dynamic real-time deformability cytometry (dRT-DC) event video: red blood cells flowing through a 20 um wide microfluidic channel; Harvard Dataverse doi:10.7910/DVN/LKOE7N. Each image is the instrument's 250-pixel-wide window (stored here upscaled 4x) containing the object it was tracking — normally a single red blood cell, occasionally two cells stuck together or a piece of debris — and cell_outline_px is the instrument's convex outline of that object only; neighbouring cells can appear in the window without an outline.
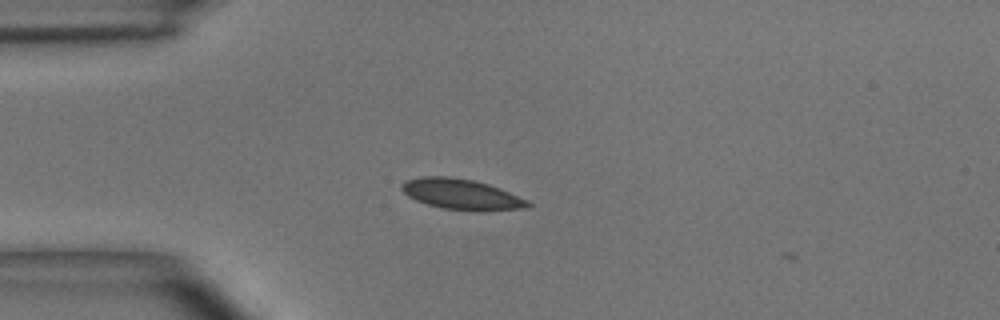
{"species": "common noctule bat (a hibernating species)", "species_latin": "Nyctalus noctula", "temperature_condition": "room temperature", "stored_images_in_passage": 33, "camera_frame_rate_fps": 3000, "um_per_image_px": 0.085, "animal": {"sex": "male", "body_mass_g": 15.6}, "frame": {"image": 1, "passage_image": 1, "time_ms": 0.0, "image_size_px": [1000, 320], "cell_outline_px": [[532, 204], [528, 208], [484, 212], [472, 212], [444, 208], [428, 204], [416, 200], [408, 196], [400, 188], [400, 184], [404, 180], [420, 176], [448, 176], [472, 180], [488, 184], [500, 188], [528, 200]], "centroid_in_image_um": [39.24, 16.53], "position_along_channel_um": 45.8, "area_um2": 22.89}}
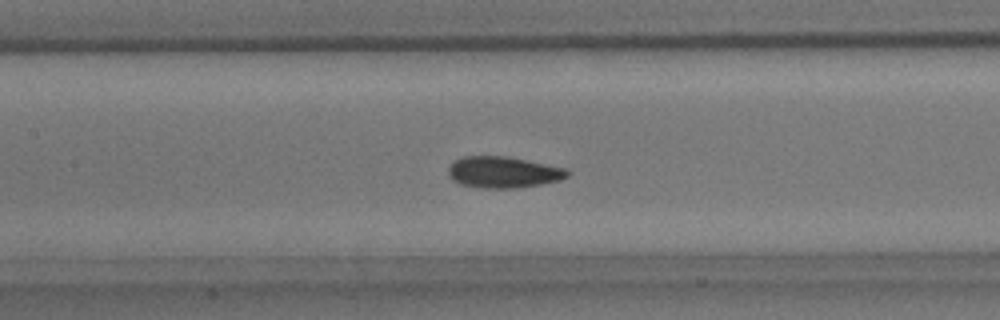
{"frame": {"image": 2, "passage_image": 11, "time_ms": 3.333, "image_size_px": [1000, 320], "cell_outline_px": [[572, 172], [568, 176], [560, 180], [540, 184], [516, 188], [480, 188], [460, 184], [452, 180], [448, 172], [448, 168], [456, 160], [464, 156], [504, 156], [564, 168]], "centroid_in_image_um": [42.76, 14.65], "position_along_channel_um": 164.6, "area_um2": 21.5}}
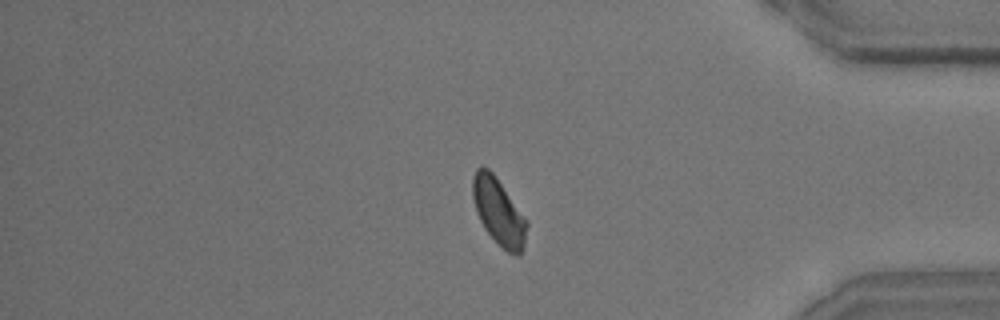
{"frame": {"image": 3, "passage_image": 30, "time_ms": 9.667, "image_size_px": [1000, 320], "cell_outline_px": [[528, 224], [524, 248], [520, 256], [516, 256], [508, 252], [484, 228], [476, 212], [472, 196], [472, 176], [476, 168], [488, 168], [492, 172], [528, 220]], "centroid_in_image_um": [42.4, 18.0], "position_along_channel_um": 392.8, "area_um2": 20.98}}